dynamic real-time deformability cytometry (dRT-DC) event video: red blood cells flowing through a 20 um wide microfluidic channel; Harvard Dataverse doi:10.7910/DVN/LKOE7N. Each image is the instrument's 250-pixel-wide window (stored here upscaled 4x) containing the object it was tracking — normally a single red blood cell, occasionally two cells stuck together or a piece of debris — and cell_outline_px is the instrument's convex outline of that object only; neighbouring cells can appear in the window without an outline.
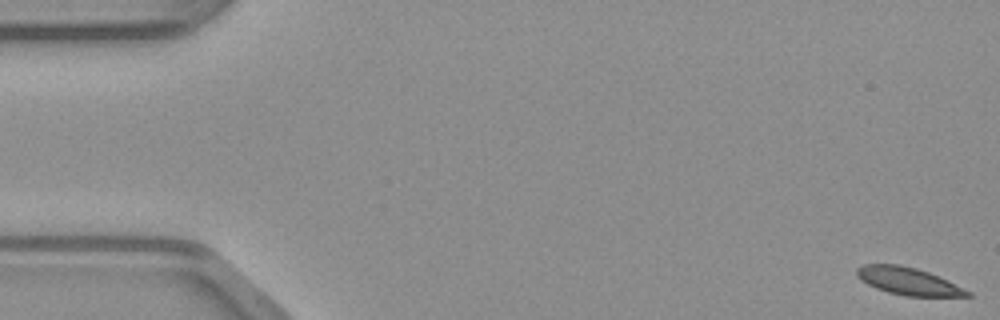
{"species": "common noctule bat (a hibernating species)", "species_latin": "Nyctalus noctula", "temperature_condition": "warm", "stored_images_in_passage": 49, "camera_frame_rate_fps": 3000, "um_per_image_px": 0.085, "animal": {"sex": "male", "body_mass_g": 23.1, "forearm_length_mm": 52.7}, "frame": {"image": 1, "passage_image": 1, "time_ms": 0.0, "image_size_px": [1000, 320], "cell_outline_px": [[972, 296], [904, 296], [888, 292], [876, 288], [860, 280], [856, 276], [856, 268], [864, 264], [900, 264], [916, 268], [928, 272], [972, 292]], "centroid_in_image_um": [77.15, 23.89], "position_along_channel_um": 7.8, "area_um2": 17.57}}
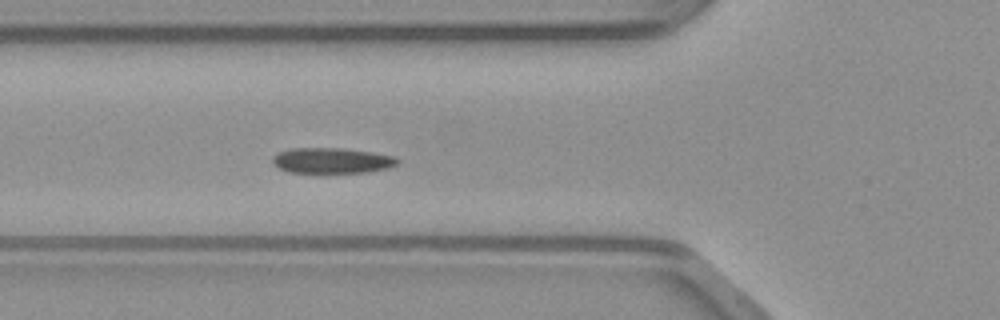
{"frame": {"image": 2, "passage_image": 18, "time_ms": 5.667, "image_size_px": [1000, 320], "cell_outline_px": [[400, 160], [396, 164], [388, 168], [368, 172], [288, 172], [272, 164], [272, 156], [280, 152], [292, 148], [344, 148], [372, 152], [396, 156]], "centroid_in_image_um": [28.22, 13.64], "position_along_channel_um": 97.6, "area_um2": 18.55}}
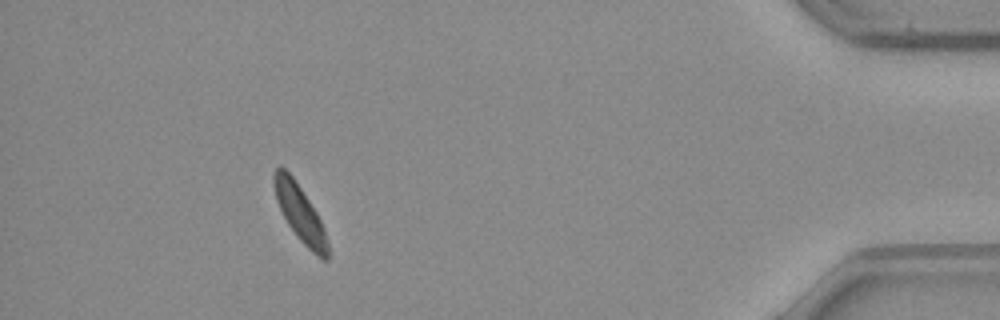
{"frame": {"image": 3, "passage_image": 45, "time_ms": 14.667, "image_size_px": [1000, 320], "cell_outline_px": [[328, 260], [324, 260], [312, 252], [300, 240], [288, 224], [276, 200], [272, 180], [272, 176], [276, 168], [284, 168], [292, 176], [316, 212], [324, 228], [328, 244]], "centroid_in_image_um": [25.49, 18.13], "position_along_channel_um": 409.7, "area_um2": 17.22}}